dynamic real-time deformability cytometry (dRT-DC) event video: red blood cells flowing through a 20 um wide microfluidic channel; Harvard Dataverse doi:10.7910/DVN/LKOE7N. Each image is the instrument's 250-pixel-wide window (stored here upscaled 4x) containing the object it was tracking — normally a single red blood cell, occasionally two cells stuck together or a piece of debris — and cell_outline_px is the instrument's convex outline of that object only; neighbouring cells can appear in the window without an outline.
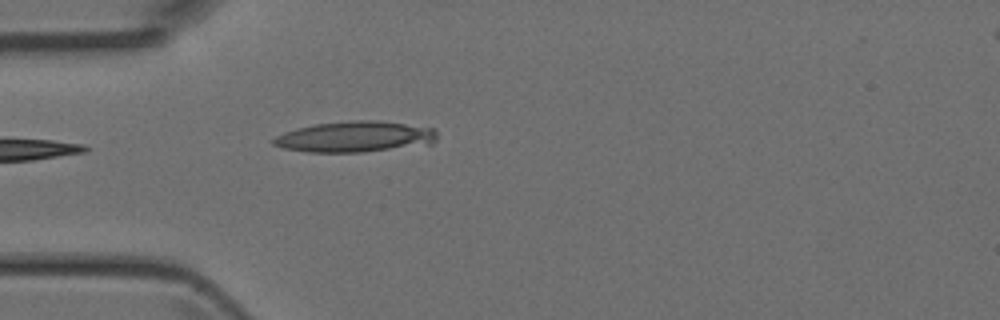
{"species": "Egyptian fruit bat (a non-hibernating species)", "species_latin": "Rousettus aegyptiacus", "temperature_condition": "room temperature", "stored_images_in_passage": 36, "camera_frame_rate_fps": 3000, "um_per_image_px": 0.085, "animal": {"sex": "female"}, "frame": {"image": 1, "passage_image": 2, "time_ms": 0.333, "image_size_px": [1000, 320], "cell_outline_px": [[436, 140], [432, 144], [364, 152], [308, 152], [284, 148], [272, 144], [272, 140], [276, 136], [284, 132], [296, 128], [316, 124], [352, 120], [376, 120], [436, 128]], "centroid_in_image_um": [30.19, 11.62], "position_along_channel_um": 54.8, "area_um2": 29.48}}